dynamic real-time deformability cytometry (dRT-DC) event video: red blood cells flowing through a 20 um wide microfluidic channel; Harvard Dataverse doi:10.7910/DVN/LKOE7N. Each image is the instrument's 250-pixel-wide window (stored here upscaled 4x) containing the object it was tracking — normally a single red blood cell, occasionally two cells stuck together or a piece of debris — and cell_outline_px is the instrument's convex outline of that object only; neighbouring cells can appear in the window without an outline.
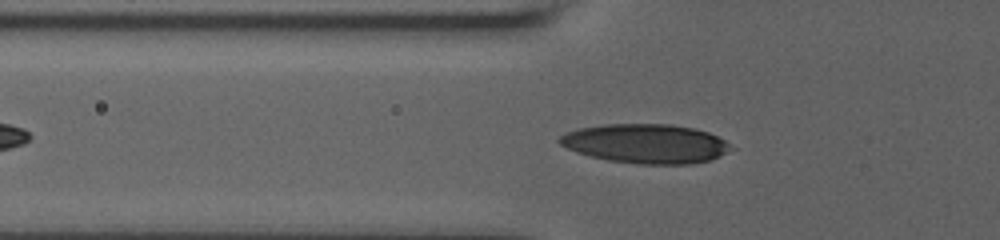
{"species": "human", "species_latin": "Homo sapiens", "temperature_condition": "room temperature", "stored_images_in_passage": 45, "camera_frame_rate_fps": 3000, "um_per_image_px": 0.085, "donor": {"sex": "male"}, "frame": {"image": 1, "passage_image": 9, "time_ms": 2.667, "image_size_px": [1000, 240], "cell_outline_px": [[728, 148], [720, 156], [712, 160], [692, 164], [640, 164], [608, 160], [576, 152], [560, 144], [556, 140], [560, 136], [568, 132], [580, 128], [604, 124], [672, 124], [696, 128], [708, 132], [724, 140], [728, 144]], "centroid_in_image_um": [54.87, 12.2], "position_along_channel_um": 70.9, "area_um2": 38.96}}
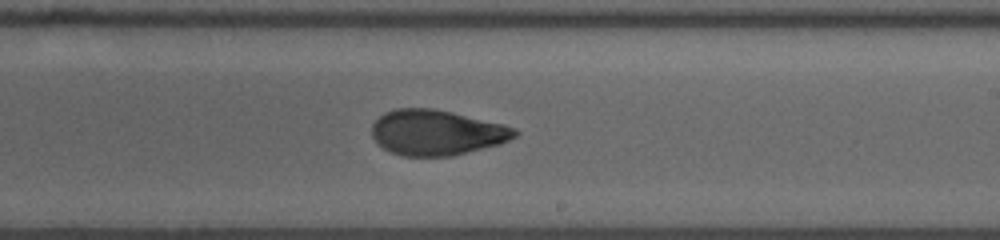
{"frame": {"image": 2, "passage_image": 24, "time_ms": 7.667, "image_size_px": [1000, 240], "cell_outline_px": [[520, 132], [516, 136], [500, 144], [452, 156], [404, 156], [392, 152], [384, 148], [372, 136], [372, 124], [384, 112], [396, 108], [432, 108], [452, 112], [504, 124], [516, 128]], "centroid_in_image_um": [37.14, 11.26], "position_along_channel_um": 251.9, "area_um2": 37.74}}
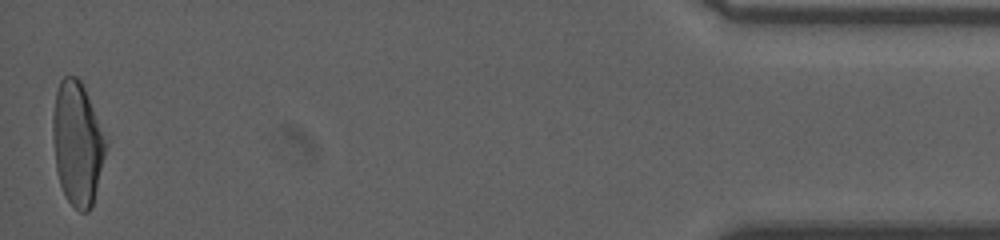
{"frame": {"image": 3, "passage_image": 45, "time_ms": 14.667, "image_size_px": [1000, 240], "cell_outline_px": [[108, 144], [92, 204], [88, 212], [80, 212], [68, 200], [60, 184], [56, 168], [52, 136], [52, 116], [56, 92], [60, 80], [64, 76], [76, 76], [80, 80], [84, 88], [108, 140]], "centroid_in_image_um": [6.57, 12.16], "position_along_channel_um": 428.6, "area_um2": 38.03}, "authors_computed_cell_mechanics": {"area_um2": 37.7434, "velocity_mm_per_s": 3.6589, "shape_relaxation_time_tau1_ms": 5.66, "shape_relaxation_time_tau2_ms": 1.6784, "deformation_change_tau1": 0.1929, "deformation_change_tau2": 0.0717}}